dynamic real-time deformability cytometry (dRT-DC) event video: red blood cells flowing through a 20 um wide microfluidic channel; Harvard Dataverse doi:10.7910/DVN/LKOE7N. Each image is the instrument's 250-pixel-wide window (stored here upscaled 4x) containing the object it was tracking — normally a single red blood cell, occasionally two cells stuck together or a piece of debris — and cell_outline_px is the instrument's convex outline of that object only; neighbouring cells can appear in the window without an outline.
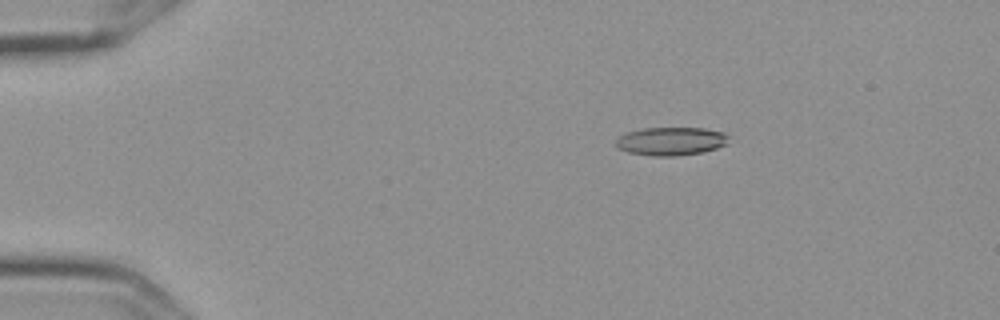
{"species": "Egyptian fruit bat (a non-hibernating species)", "species_latin": "Rousettus aegyptiacus", "temperature_condition": "cold", "stored_images_in_passage": 11, "camera_frame_rate_fps": 3000, "um_per_image_px": 0.085, "frame": {"image": 1, "passage_image": 3, "time_ms": 0.667, "image_size_px": [1000, 320], "cell_outline_px": [[728, 144], [716, 148], [700, 152], [676, 156], [652, 156], [628, 152], [620, 148], [616, 144], [616, 140], [620, 136], [628, 132], [644, 128], [704, 128], [724, 132], [728, 136]], "centroid_in_image_um": [57.06, 12.0], "position_along_channel_um": 27.9, "area_um2": 18.44}}
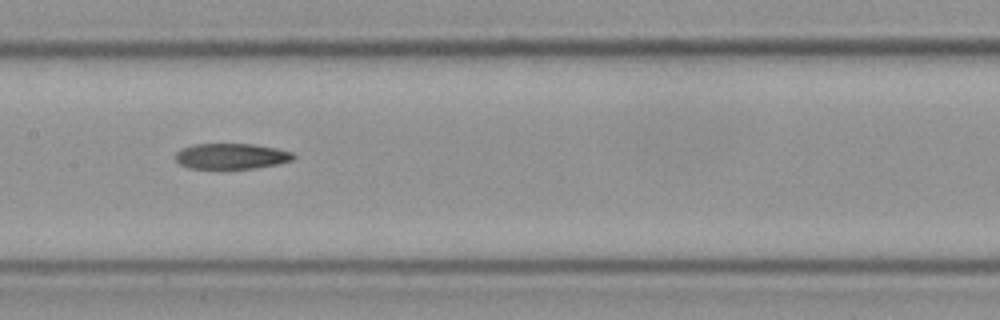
{"frame": {"image": 2, "passage_image": 8, "time_ms": 2.333, "image_size_px": [1000, 320], "cell_outline_px": [[296, 156], [292, 160], [276, 164], [252, 168], [188, 168], [180, 164], [176, 160], [176, 152], [180, 148], [192, 144], [252, 144], [276, 148], [292, 152]], "centroid_in_image_um": [19.63, 13.26], "position_along_channel_um": 187.8, "area_um2": 17.51}}
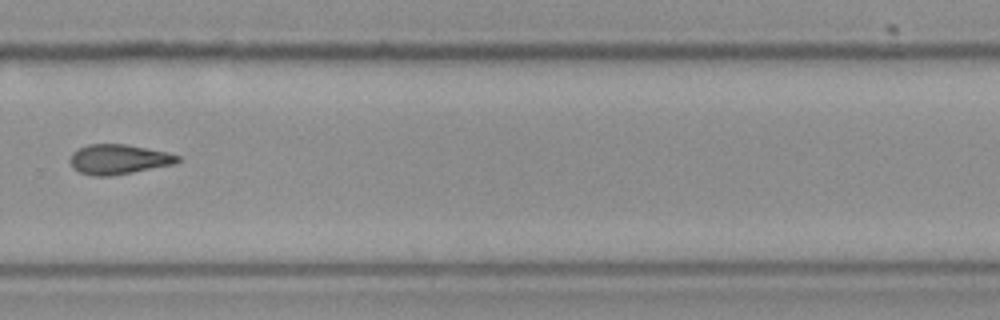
{"frame": {"image": 3, "passage_image": 11, "time_ms": 3.333, "image_size_px": [1000, 320], "cell_outline_px": [[180, 160], [172, 164], [112, 176], [92, 176], [80, 172], [72, 168], [68, 160], [72, 152], [76, 148], [88, 144], [128, 144], [168, 152], [180, 156]], "centroid_in_image_um": [10.02, 13.53], "position_along_channel_um": 319.8, "area_um2": 18.9}}